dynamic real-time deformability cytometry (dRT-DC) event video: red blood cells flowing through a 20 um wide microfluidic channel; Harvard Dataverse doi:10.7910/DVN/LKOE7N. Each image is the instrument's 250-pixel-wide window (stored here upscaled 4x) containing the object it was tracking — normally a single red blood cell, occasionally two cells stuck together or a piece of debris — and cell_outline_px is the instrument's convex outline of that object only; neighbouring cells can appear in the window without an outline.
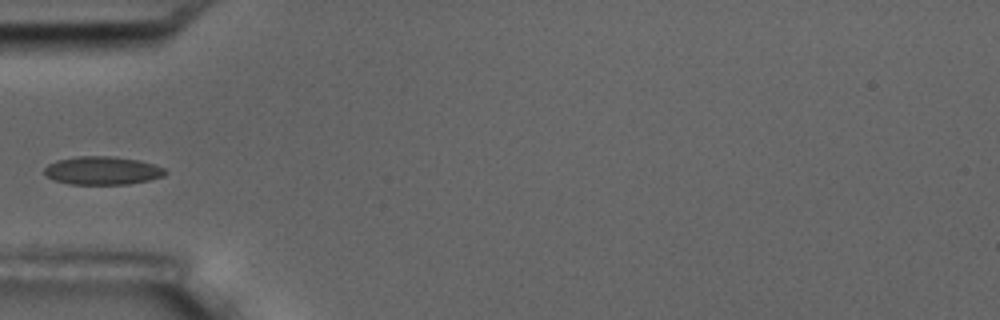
{"species": "common noctule bat (a hibernating species)", "species_latin": "Nyctalus noctula", "temperature_condition": "room temperature", "stored_images_in_passage": 17, "camera_frame_rate_fps": 3000, "um_per_image_px": 0.085, "animal": {"sex": "male", "body_mass_g": 17.5, "forearm_length_mm": 52.3}, "frame": {"image": 1, "passage_image": 6, "time_ms": 6.0, "image_size_px": [1000, 320], "cell_outline_px": [[168, 172], [164, 176], [148, 180], [128, 184], [68, 184], [52, 180], [44, 176], [44, 168], [48, 164], [56, 160], [76, 156], [112, 156], [140, 160], [164, 168]], "centroid_in_image_um": [8.66, 14.5], "position_along_channel_um": 76.3, "area_um2": 20.11}}
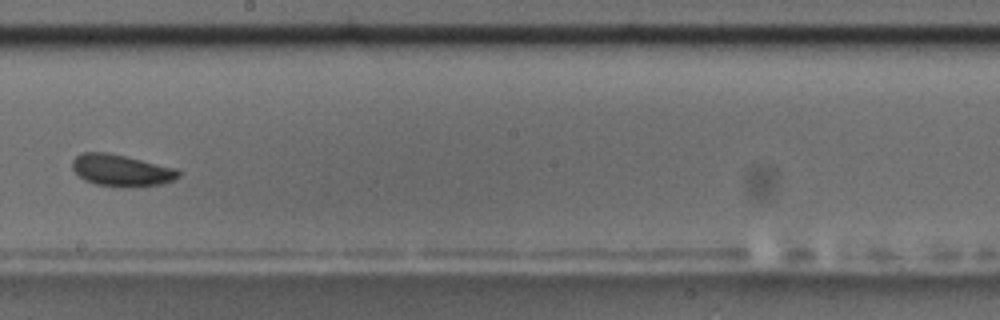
{"frame": {"image": 2, "passage_image": 10, "time_ms": 10.667, "image_size_px": [1000, 320], "cell_outline_px": [[180, 176], [172, 180], [160, 184], [96, 184], [84, 180], [72, 168], [72, 160], [80, 152], [108, 152], [176, 168], [180, 172]], "centroid_in_image_um": [10.26, 14.42], "position_along_channel_um": 237.9, "area_um2": 18.73}, "authors_computed_cell_mechanics": {"area_um2": 19.8254, "velocity_mm_per_s": 3.4758, "shape_relaxation_time_tau1_ms": 5.6109, "shape_relaxation_time_tau2_ms": 5.8977, "deformation_change_tau1": 0.0648, "deformation_change_tau2": 0.1011}}